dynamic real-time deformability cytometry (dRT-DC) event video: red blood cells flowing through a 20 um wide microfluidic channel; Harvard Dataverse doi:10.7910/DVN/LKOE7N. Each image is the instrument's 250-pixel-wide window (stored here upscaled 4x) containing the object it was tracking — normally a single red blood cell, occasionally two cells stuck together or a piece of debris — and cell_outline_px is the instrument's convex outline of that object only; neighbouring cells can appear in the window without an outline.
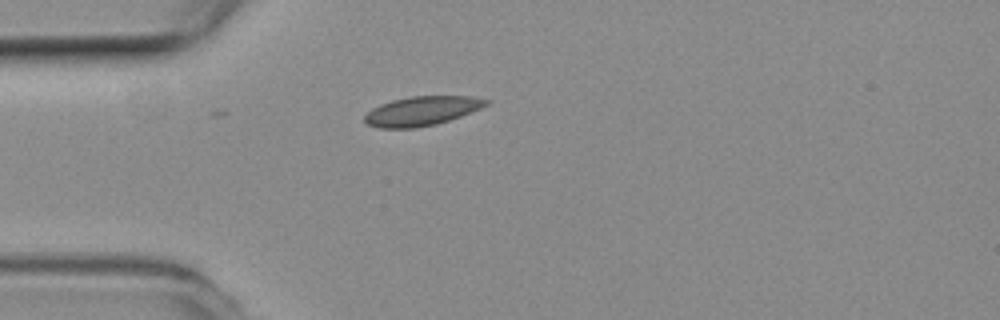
{"species": "common noctule bat (a hibernating species)", "species_latin": "Nyctalus noctula", "temperature_condition": "room temperature", "stored_images_in_passage": 1, "camera_frame_rate_fps": 3000, "um_per_image_px": 0.085, "animal": {"sex": "female", "body_mass_g": 19.3, "forearm_length_mm": 54.1}, "frame": {"image": 1, "passage_image": 1, "time_ms": 0.0, "image_size_px": [1000, 320], "cell_outline_px": [[492, 100], [488, 104], [480, 108], [460, 116], [436, 124], [416, 128], [380, 128], [368, 124], [364, 120], [364, 116], [372, 108], [380, 104], [392, 100], [412, 96], [472, 96]], "centroid_in_image_um": [35.86, 9.42], "position_along_channel_um": 49.1, "area_um2": 20.63}}